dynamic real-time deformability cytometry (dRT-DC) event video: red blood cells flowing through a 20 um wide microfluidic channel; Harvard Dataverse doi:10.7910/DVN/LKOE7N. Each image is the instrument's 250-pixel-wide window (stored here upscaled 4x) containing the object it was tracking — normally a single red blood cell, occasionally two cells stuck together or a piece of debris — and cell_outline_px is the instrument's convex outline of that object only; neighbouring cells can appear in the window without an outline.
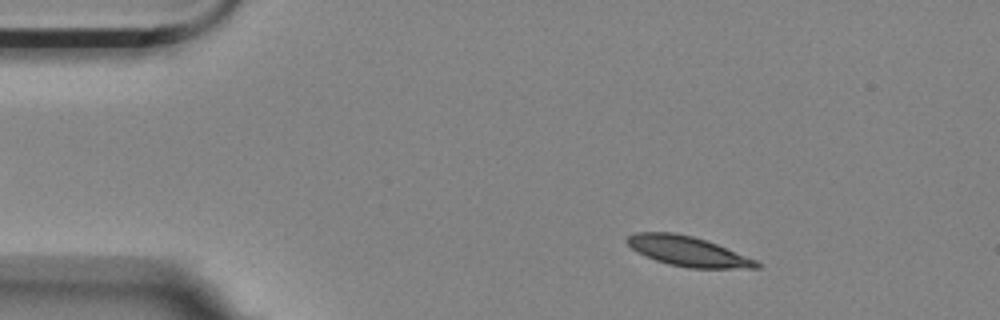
{"species": "Egyptian fruit bat (a non-hibernating species)", "species_latin": "Rousettus aegyptiacus", "temperature_condition": "room temperature", "stored_images_in_passage": 4, "camera_frame_rate_fps": 3000, "um_per_image_px": 0.085, "animal": {"sex": "female"}, "frame": {"image": 1, "passage_image": 2, "time_ms": 0.333, "image_size_px": [1000, 320], "cell_outline_px": [[760, 268], [688, 268], [668, 264], [644, 256], [632, 248], [624, 240], [628, 236], [636, 232], [672, 232], [692, 236], [716, 244], [756, 260], [760, 264]], "centroid_in_image_um": [58.43, 21.36], "position_along_channel_um": 26.6, "area_um2": 22.31}}